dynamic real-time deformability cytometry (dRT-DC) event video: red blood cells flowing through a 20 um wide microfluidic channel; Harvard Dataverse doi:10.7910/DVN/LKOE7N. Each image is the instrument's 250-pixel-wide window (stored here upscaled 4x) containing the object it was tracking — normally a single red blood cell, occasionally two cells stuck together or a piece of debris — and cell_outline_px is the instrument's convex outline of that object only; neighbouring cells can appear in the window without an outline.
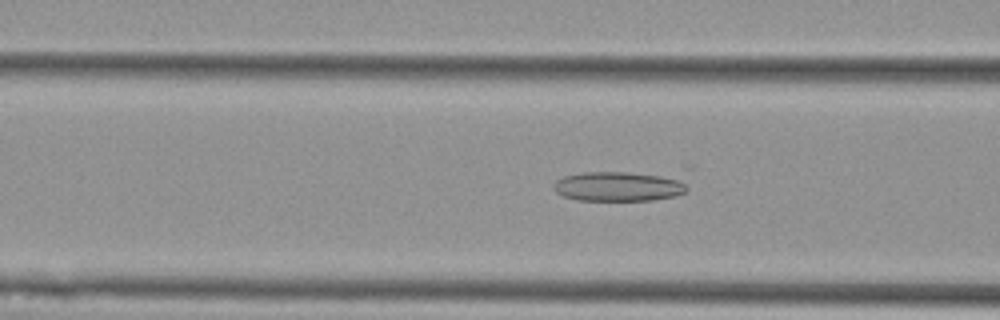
{"species": "Egyptian fruit bat (a non-hibernating species)", "species_latin": "Rousettus aegyptiacus", "temperature_condition": "cold", "stored_images_in_passage": 50, "camera_frame_rate_fps": 3000, "um_per_image_px": 0.085, "animal": {"sex": "female"}, "frame": {"image": 1, "passage_image": 15, "time_ms": 4.667, "image_size_px": [1000, 320], "cell_outline_px": [[692, 168], [688, 188], [684, 192], [676, 196], [652, 200], [576, 200], [564, 196], [556, 192], [556, 180], [564, 176], [580, 172], [684, 164], [692, 164]], "centroid_in_image_um": [53.27, 15.6], "position_along_channel_um": 113.3, "area_um2": 28.26}}
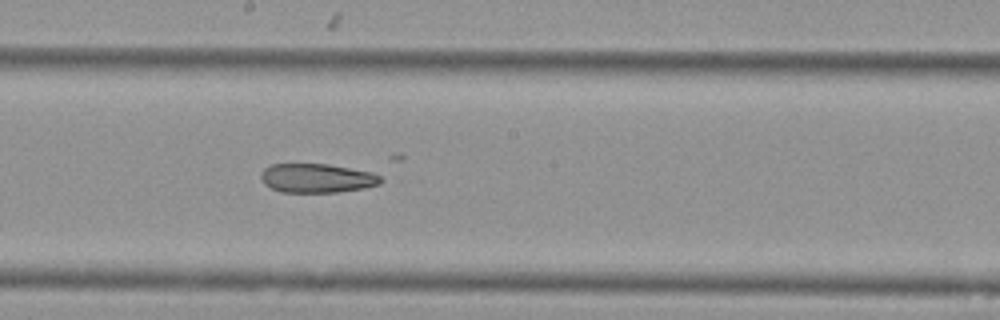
{"frame": {"image": 2, "passage_image": 24, "time_ms": 7.667, "image_size_px": [1000, 320], "cell_outline_px": [[388, 180], [380, 184], [364, 188], [336, 192], [280, 192], [264, 184], [260, 176], [260, 172], [264, 168], [272, 164], [328, 164], [372, 172]], "centroid_in_image_um": [26.97, 15.14], "position_along_channel_um": 221.2, "area_um2": 20.46}}
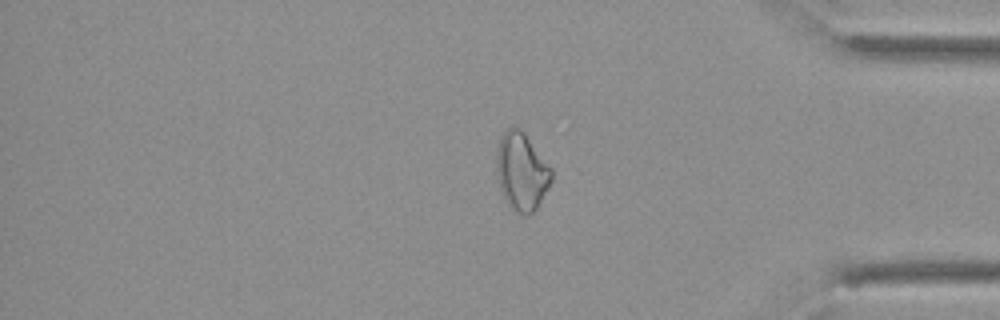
{"frame": {"image": 3, "passage_image": 40, "time_ms": 13.0, "image_size_px": [1000, 320], "cell_outline_px": [[552, 180], [548, 188], [536, 208], [528, 216], [524, 216], [516, 212], [508, 204], [500, 188], [496, 168], [496, 156], [500, 136], [508, 128], [520, 128], [524, 132], [552, 168]], "centroid_in_image_um": [44.34, 14.58], "position_along_channel_um": 390.9, "area_um2": 24.8}}